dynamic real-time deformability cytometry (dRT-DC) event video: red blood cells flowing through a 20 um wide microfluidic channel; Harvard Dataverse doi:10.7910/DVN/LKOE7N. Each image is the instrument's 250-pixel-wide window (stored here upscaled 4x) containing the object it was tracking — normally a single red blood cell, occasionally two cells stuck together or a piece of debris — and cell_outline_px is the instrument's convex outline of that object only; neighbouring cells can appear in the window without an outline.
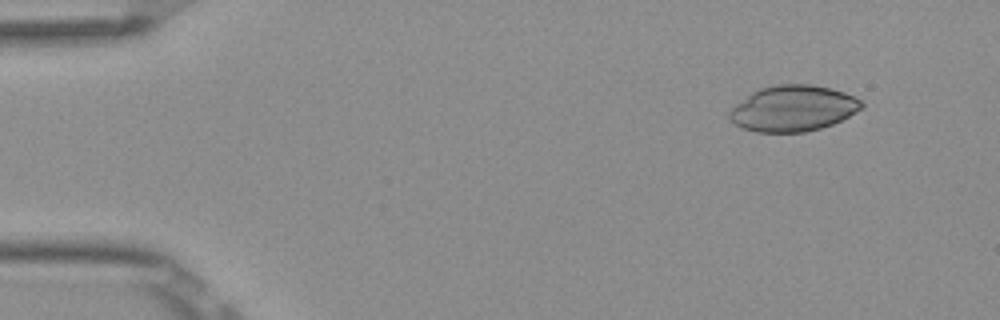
{"species": "Egyptian fruit bat (a non-hibernating species)", "species_latin": "Rousettus aegyptiacus", "temperature_condition": "room temperature", "stored_images_in_passage": 4, "camera_frame_rate_fps": 3000, "um_per_image_px": 0.085, "frame": {"image": 1, "passage_image": 2, "time_ms": 0.333, "image_size_px": [1000, 320], "cell_outline_px": [[864, 108], [832, 124], [820, 128], [804, 132], [756, 132], [744, 128], [728, 120], [728, 112], [736, 104], [752, 92], [760, 88], [780, 84], [812, 84], [832, 88], [844, 92], [860, 100], [864, 104]], "centroid_in_image_um": [67.41, 9.21], "position_along_channel_um": 17.6, "area_um2": 35.26}}